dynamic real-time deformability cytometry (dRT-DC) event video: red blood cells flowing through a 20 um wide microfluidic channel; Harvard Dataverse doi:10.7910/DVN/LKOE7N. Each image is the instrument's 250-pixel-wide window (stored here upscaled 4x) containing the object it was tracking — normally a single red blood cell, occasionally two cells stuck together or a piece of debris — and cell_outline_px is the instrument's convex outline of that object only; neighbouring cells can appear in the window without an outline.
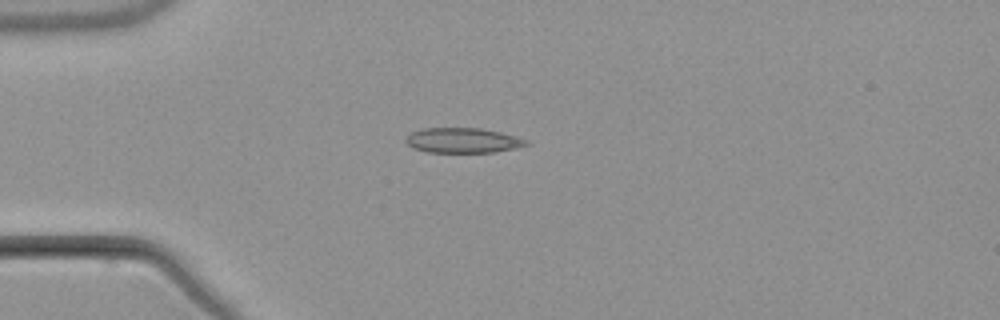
{"species": "common noctule bat (a hibernating species)", "species_latin": "Nyctalus noctula", "temperature_condition": "warm", "stored_images_in_passage": 4, "camera_frame_rate_fps": 3000, "um_per_image_px": 0.085, "animal": {"sex": "male", "body_mass_g": 21.5, "forearm_length_mm": 52.0}, "frame": {"image": 1, "passage_image": 1, "time_ms": 0.0, "image_size_px": [1000, 320], "cell_outline_px": [[532, 144], [516, 148], [496, 152], [428, 152], [412, 148], [404, 140], [412, 132], [424, 128], [480, 128], [500, 132], [516, 136], [528, 140]], "centroid_in_image_um": [39.38, 11.94], "position_along_channel_um": 45.6, "area_um2": 17.63}}
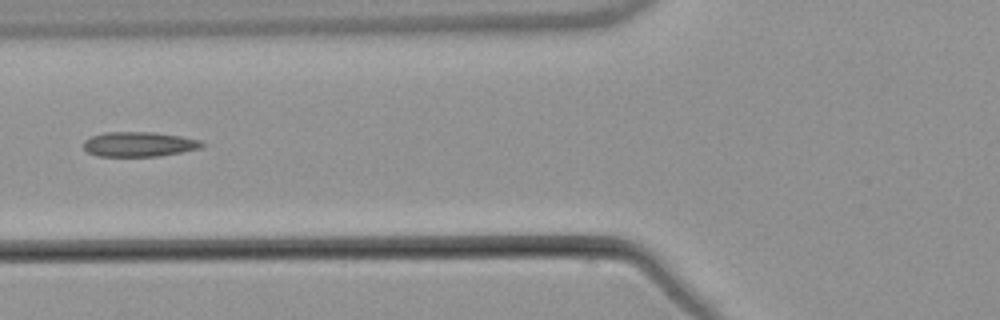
{"frame": {"image": 2, "passage_image": 3, "time_ms": 2.333, "image_size_px": [1000, 320], "cell_outline_px": [[204, 144], [200, 148], [160, 156], [96, 156], [88, 152], [84, 148], [84, 140], [92, 136], [104, 132], [152, 132], [180, 136], [200, 140]], "centroid_in_image_um": [11.79, 12.26], "position_along_channel_um": 114.0, "area_um2": 16.99}}
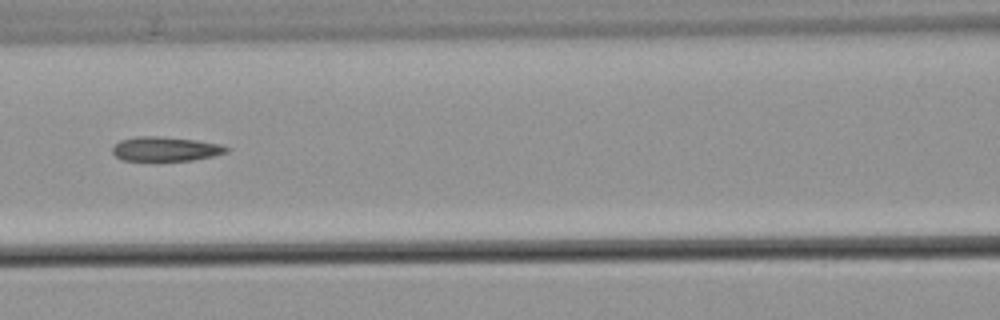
{"frame": {"image": 3, "passage_image": 4, "time_ms": 3.333, "image_size_px": [1000, 320], "cell_outline_px": [[232, 148], [228, 152], [212, 156], [192, 160], [124, 160], [116, 156], [112, 152], [112, 148], [120, 140], [136, 136], [160, 136], [196, 140], [220, 144]], "centroid_in_image_um": [14.1, 12.65], "position_along_channel_um": 152.5, "area_um2": 16.13}}